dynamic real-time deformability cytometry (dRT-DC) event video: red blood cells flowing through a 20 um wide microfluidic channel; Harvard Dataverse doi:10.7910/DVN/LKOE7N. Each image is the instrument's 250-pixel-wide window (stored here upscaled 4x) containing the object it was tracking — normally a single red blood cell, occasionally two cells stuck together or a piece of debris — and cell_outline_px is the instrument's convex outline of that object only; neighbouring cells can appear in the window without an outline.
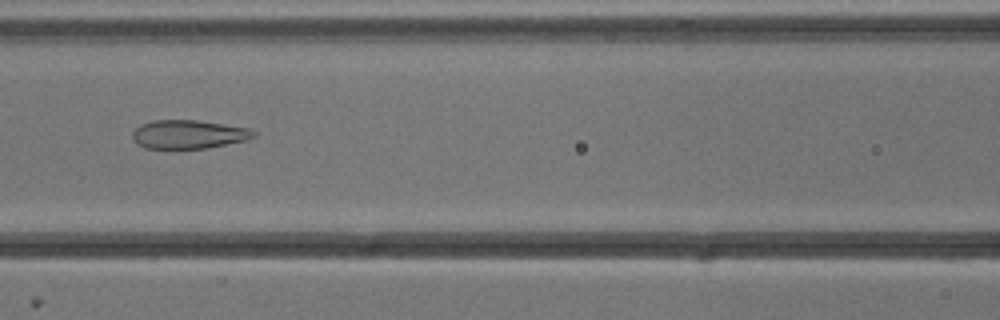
{"species": "common noctule bat (a hibernating species)", "species_latin": "Nyctalus noctula", "temperature_condition": "cold", "stored_images_in_passage": 53, "camera_frame_rate_fps": 3000, "um_per_image_px": 0.085, "animal": {"sex": "male", "body_mass_g": 13.3}, "frame": {"image": 1, "passage_image": 23, "time_ms": 7.333, "image_size_px": [1000, 320], "cell_outline_px": [[256, 136], [248, 140], [208, 148], [144, 148], [136, 144], [132, 140], [132, 132], [140, 124], [152, 120], [196, 120], [252, 128], [256, 132]], "centroid_in_image_um": [16.04, 11.41], "position_along_channel_um": 150.6, "area_um2": 20.52}}
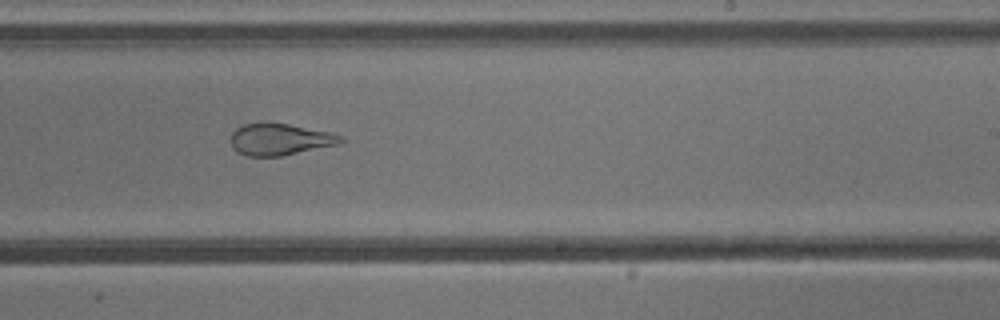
{"frame": {"image": 2, "passage_image": 32, "time_ms": 10.333, "image_size_px": [1000, 320], "cell_outline_px": [[344, 140], [340, 144], [280, 156], [248, 156], [236, 152], [232, 148], [232, 132], [236, 128], [244, 124], [288, 124], [332, 132], [344, 136]], "centroid_in_image_um": [23.83, 11.86], "position_along_channel_um": 265.2, "area_um2": 20.11}}
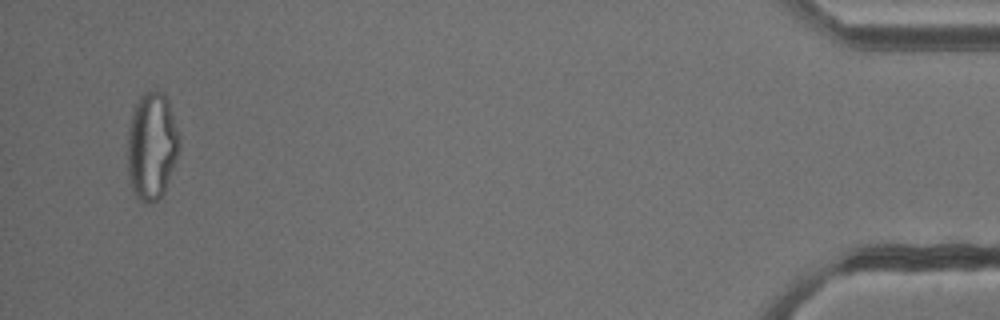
{"frame": {"image": 3, "passage_image": 51, "time_ms": 16.667, "image_size_px": [1000, 320], "cell_outline_px": [[180, 148], [176, 160], [164, 192], [152, 204], [144, 204], [136, 196], [132, 188], [128, 172], [128, 128], [132, 112], [140, 96], [148, 88], [164, 92], [168, 100], [180, 136]], "centroid_in_image_um": [12.91, 12.38], "position_along_channel_um": 422.3, "area_um2": 32.77}, "authors_computed_cell_mechanics": {"area_um2": 28.1486, "velocity_mm_per_s": 3.8431, "shape_relaxation_time_tau1_ms": null, "shape_relaxation_time_tau2_ms": 1.3802, "deformation_change_tau1": null, "deformation_change_tau2": 0.0979}}